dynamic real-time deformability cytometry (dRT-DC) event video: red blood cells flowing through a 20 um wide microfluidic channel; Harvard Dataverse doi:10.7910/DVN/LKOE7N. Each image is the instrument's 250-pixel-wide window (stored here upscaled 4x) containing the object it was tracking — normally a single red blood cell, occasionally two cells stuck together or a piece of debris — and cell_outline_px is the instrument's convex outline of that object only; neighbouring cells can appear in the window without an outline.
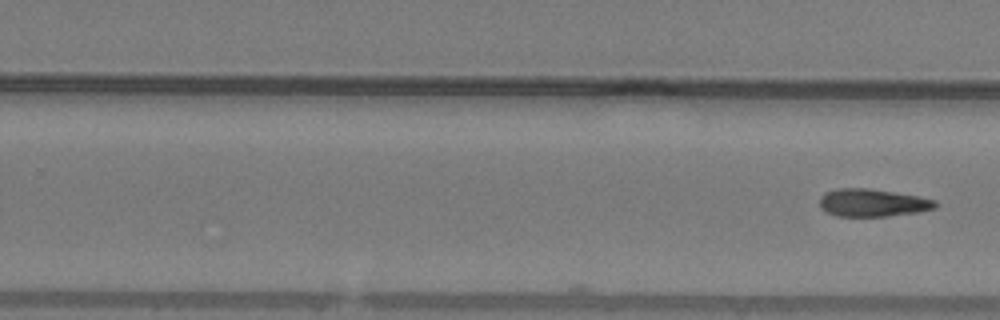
{"species": "common noctule bat (a hibernating species)", "species_latin": "Nyctalus noctula", "temperature_condition": "warm", "stored_images_in_passage": 25, "camera_frame_rate_fps": 3000, "um_per_image_px": 0.085, "animal": {"sex": "male", "body_mass_g": 19.2, "forearm_length_mm": 51.8}, "frame": {"image": 1, "passage_image": 25, "time_ms": 8.0, "image_size_px": [1000, 320], "cell_outline_px": [[936, 208], [916, 212], [888, 216], [836, 216], [820, 208], [820, 196], [824, 192], [840, 188], [868, 188], [920, 196], [936, 200]], "centroid_in_image_um": [74.16, 17.23], "position_along_channel_um": 255.6, "area_um2": 18.67}}